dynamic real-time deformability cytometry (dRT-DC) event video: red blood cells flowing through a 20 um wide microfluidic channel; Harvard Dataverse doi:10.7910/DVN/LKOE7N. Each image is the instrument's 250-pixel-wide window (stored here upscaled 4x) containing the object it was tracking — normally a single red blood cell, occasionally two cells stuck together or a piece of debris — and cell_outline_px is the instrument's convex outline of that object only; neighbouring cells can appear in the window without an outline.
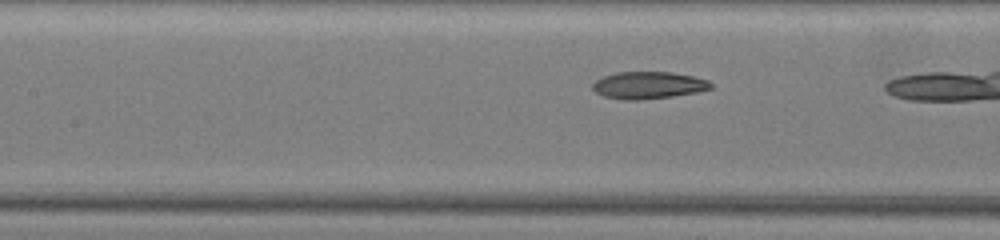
{"species": "common noctule bat (a hibernating species)", "species_latin": "Nyctalus noctula", "temperature_condition": "warm", "stored_images_in_passage": 23, "camera_frame_rate_fps": 3000, "um_per_image_px": 0.085, "animal": {"sex": "female", "body_mass_g": 19.5, "forearm_length_mm": 54.1}, "frame": {"image": 1, "passage_image": 20, "time_ms": 6.333, "image_size_px": [1000, 240], "cell_outline_px": [[712, 88], [696, 92], [672, 96], [640, 100], [624, 100], [604, 96], [596, 92], [592, 88], [592, 84], [596, 80], [604, 76], [616, 72], [672, 72], [692, 76], [708, 80], [712, 84]], "centroid_in_image_um": [55.1, 7.24], "position_along_channel_um": 152.3, "area_um2": 18.61}}